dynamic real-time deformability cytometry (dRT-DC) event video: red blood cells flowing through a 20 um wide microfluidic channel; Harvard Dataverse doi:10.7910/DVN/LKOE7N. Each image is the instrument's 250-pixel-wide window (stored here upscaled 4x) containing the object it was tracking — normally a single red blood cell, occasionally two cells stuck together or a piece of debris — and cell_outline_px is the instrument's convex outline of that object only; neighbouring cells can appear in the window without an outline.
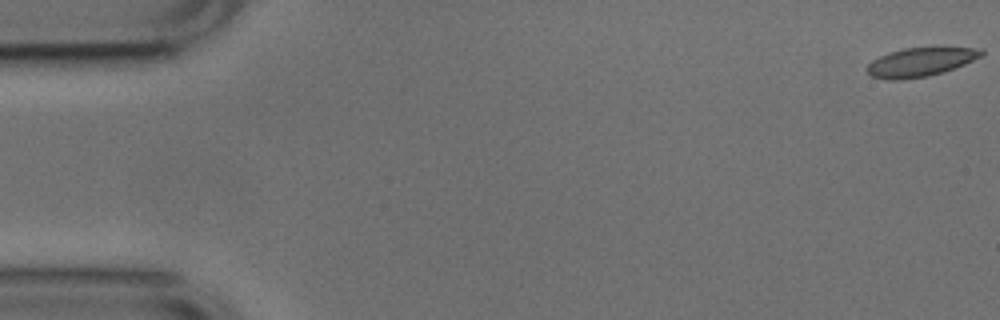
{"species": "common noctule bat (a hibernating species)", "species_latin": "Nyctalus noctula", "temperature_condition": "cold", "stored_images_in_passage": 7, "camera_frame_rate_fps": 3000, "um_per_image_px": 0.085, "animal": {"sex": "male", "body_mass_g": 17.9, "forearm_length_mm": 54.2}, "frame": {"image": 1, "passage_image": 1, "time_ms": 0.0, "image_size_px": [1000, 320], "cell_outline_px": [[984, 52], [980, 56], [964, 64], [944, 72], [928, 76], [900, 80], [888, 80], [872, 76], [868, 72], [868, 64], [872, 60], [888, 52], [904, 48], [984, 48]], "centroid_in_image_um": [78.22, 5.28], "position_along_channel_um": 6.8, "area_um2": 18.96}}